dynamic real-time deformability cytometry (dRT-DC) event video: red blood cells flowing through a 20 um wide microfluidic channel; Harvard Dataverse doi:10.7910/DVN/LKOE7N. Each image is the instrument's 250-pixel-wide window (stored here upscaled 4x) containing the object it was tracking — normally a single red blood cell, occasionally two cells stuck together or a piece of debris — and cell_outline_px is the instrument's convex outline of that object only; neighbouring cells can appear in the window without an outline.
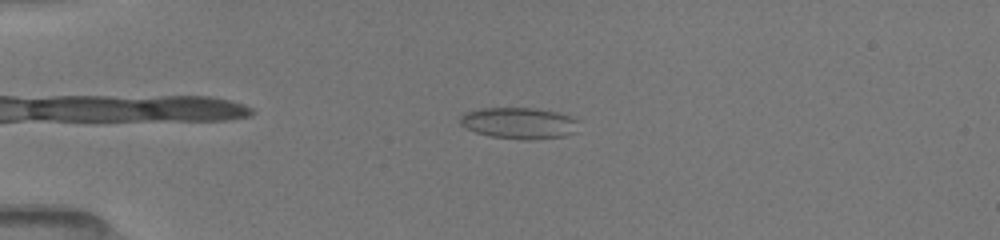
{"species": "common noctule bat (a hibernating species)", "species_latin": "Nyctalus noctula", "temperature_condition": "room temperature", "stored_images_in_passage": 36, "camera_frame_rate_fps": 3000, "um_per_image_px": 0.085, "animal": {"sex": "female", "body_mass_g": 19.5, "forearm_length_mm": 54.1}, "frame": {"image": 1, "passage_image": 3, "time_ms": 0.667, "image_size_px": [1000, 240], "cell_outline_px": [[580, 120], [576, 132], [564, 136], [528, 140], [488, 136], [476, 132], [460, 124], [460, 116], [464, 112], [480, 108], [536, 108], [556, 112]], "centroid_in_image_um": [44.13, 10.46], "position_along_channel_um": 40.9, "area_um2": 21.73}}
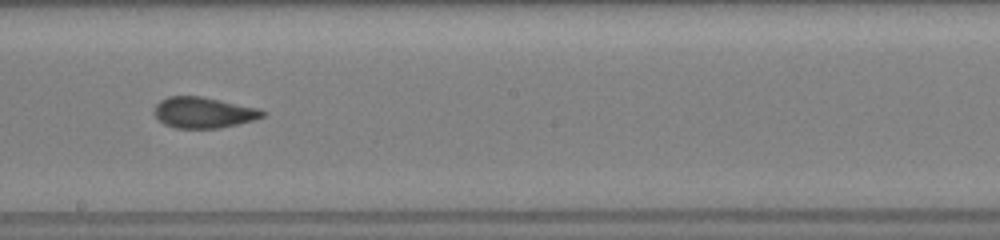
{"frame": {"image": 2, "passage_image": 20, "time_ms": 6.333, "image_size_px": [1000, 240], "cell_outline_px": [[264, 116], [252, 120], [236, 124], [216, 128], [176, 128], [164, 124], [152, 112], [156, 104], [160, 100], [168, 96], [200, 96], [220, 100], [256, 108], [264, 112]], "centroid_in_image_um": [17.22, 9.56], "position_along_channel_um": 231.0, "area_um2": 19.19}}
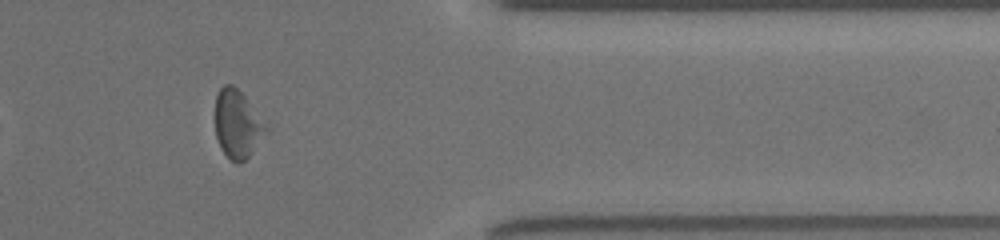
{"frame": {"image": 3, "passage_image": 33, "time_ms": 10.667, "image_size_px": [1000, 240], "cell_outline_px": [[268, 128], [252, 152], [240, 164], [236, 164], [220, 148], [216, 136], [216, 96], [220, 88], [224, 84], [232, 84], [244, 96]], "centroid_in_image_um": [20.15, 10.56], "position_along_channel_um": 391.3, "area_um2": 19.54}, "authors_computed_cell_mechanics": {"area_um2": 19.7387, "velocity_mm_per_s": 4.0469, "shape_relaxation_time_tau1_ms": null, "shape_relaxation_time_tau2_ms": 2.3055, "deformation_change_tau1": null, "deformation_change_tau2": 0.0913}}